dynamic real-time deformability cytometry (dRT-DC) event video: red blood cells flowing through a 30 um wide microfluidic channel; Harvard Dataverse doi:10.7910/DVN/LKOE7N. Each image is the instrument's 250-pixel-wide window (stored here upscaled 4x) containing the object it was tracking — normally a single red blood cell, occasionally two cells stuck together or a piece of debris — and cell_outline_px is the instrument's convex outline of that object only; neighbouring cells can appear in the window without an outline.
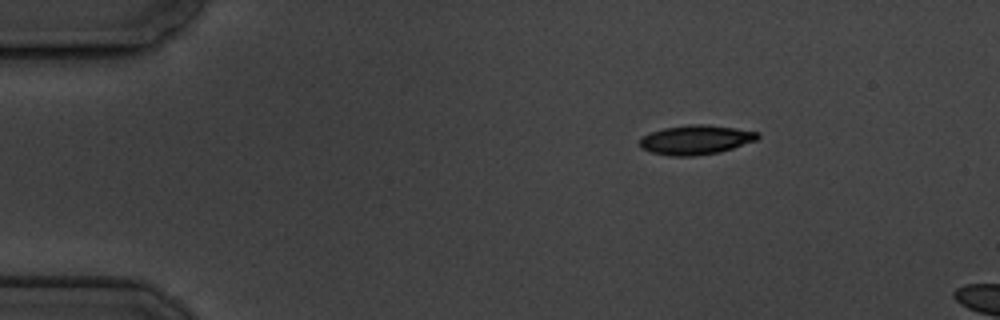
{"species": "common noctule bat (a hibernating species)", "species_latin": "Nyctalus noctula", "temperature_condition": "cold", "stored_images_in_passage": 2, "camera_frame_rate_fps": 3000, "um_per_image_px": 0.085, "animal": {"sex": "male", "body_mass_g": 19.5, "forearm_length_mm": 54.6}, "frame": {"image": 1, "passage_image": 1, "time_ms": 0.0, "image_size_px": [1000, 320], "cell_outline_px": [[760, 136], [756, 140], [720, 152], [696, 156], [672, 156], [652, 152], [640, 148], [640, 136], [664, 128], [688, 124], [704, 124], [736, 128], [760, 132]], "centroid_in_image_um": [59.14, 11.88], "position_along_channel_um": 25.9, "area_um2": 20.23}}